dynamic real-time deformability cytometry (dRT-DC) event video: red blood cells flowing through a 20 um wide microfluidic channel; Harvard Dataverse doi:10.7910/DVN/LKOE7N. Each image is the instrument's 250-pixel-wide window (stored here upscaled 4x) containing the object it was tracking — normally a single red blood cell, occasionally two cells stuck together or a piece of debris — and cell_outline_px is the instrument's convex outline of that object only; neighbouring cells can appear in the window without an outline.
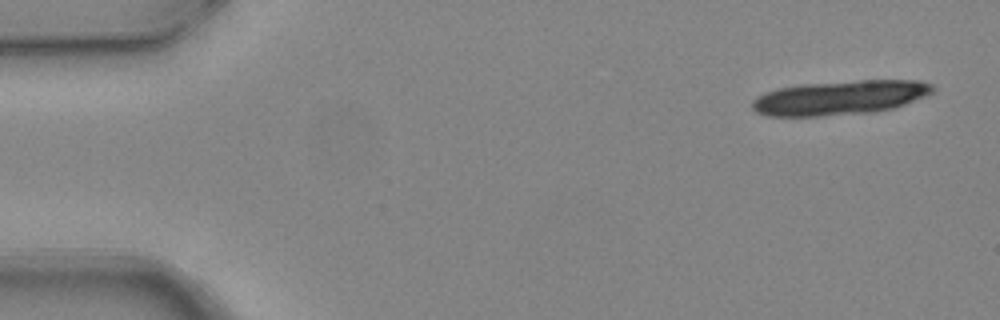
{"species": "common noctule bat (a hibernating species)", "species_latin": "Nyctalus noctula", "temperature_condition": "warm", "stored_images_in_passage": 8, "camera_frame_rate_fps": 3000, "um_per_image_px": 0.085, "animal": {"sex": "female", "body_mass_g": 24.6, "forearm_length_mm": 56.2}, "frame": {"image": 1, "passage_image": 1, "time_ms": 0.0, "image_size_px": [1000, 320], "cell_outline_px": [[936, 88], [932, 92], [924, 96], [896, 108], [876, 112], [820, 116], [768, 116], [756, 112], [752, 108], [752, 100], [756, 96], [764, 92], [776, 88], [800, 84], [860, 80], [920, 80], [932, 84]], "centroid_in_image_um": [71.38, 8.3], "position_along_channel_um": 13.6, "area_um2": 36.53}}
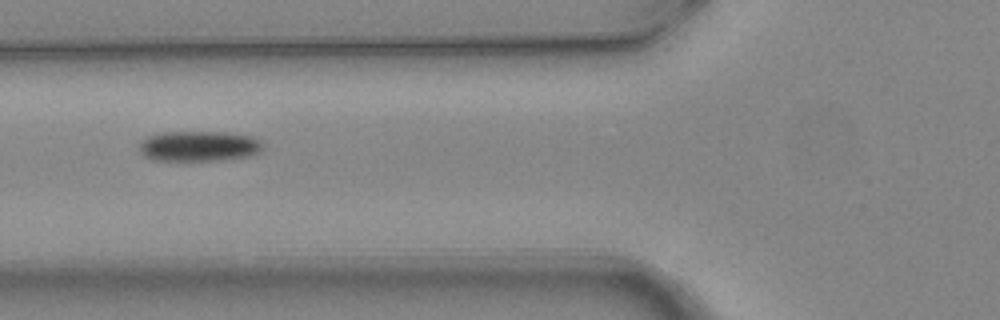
{"frame": {"image": 2, "passage_image": 6, "time_ms": 1.667, "image_size_px": [1000, 320], "cell_outline_px": [[264, 148], [260, 152], [252, 156], [224, 160], [152, 160], [144, 156], [140, 152], [140, 140], [148, 136], [160, 132], [224, 132], [252, 136], [260, 140], [264, 144]], "centroid_in_image_um": [16.94, 12.42], "position_along_channel_um": 108.9, "area_um2": 22.2}}
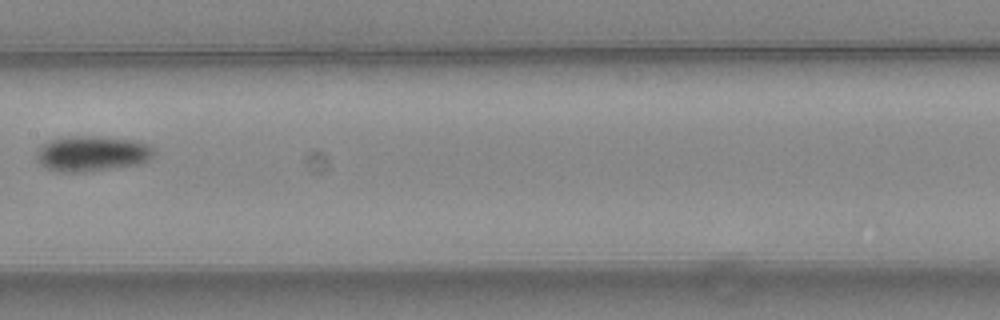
{"frame": {"image": 3, "passage_image": 8, "time_ms": 2.333, "image_size_px": [1000, 320], "cell_outline_px": [[152, 156], [148, 160], [136, 164], [108, 168], [72, 172], [64, 172], [48, 168], [40, 164], [36, 156], [36, 152], [48, 140], [72, 136], [100, 136], [136, 140], [148, 144], [152, 148]], "centroid_in_image_um": [7.8, 13.02], "position_along_channel_um": 199.6, "area_um2": 23.7}}